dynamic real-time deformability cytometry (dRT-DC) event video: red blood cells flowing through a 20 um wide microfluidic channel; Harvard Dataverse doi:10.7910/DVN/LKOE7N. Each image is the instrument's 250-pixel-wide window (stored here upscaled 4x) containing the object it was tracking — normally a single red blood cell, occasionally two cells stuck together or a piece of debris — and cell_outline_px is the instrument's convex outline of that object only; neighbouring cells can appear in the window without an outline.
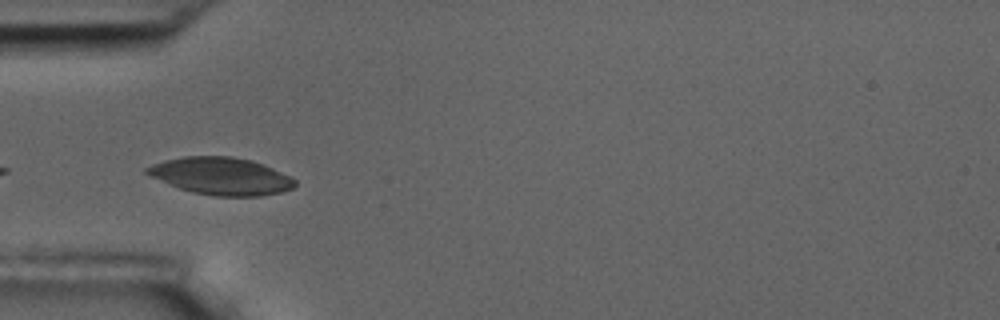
{"species": "common noctule bat (a hibernating species)", "species_latin": "Nyctalus noctula", "temperature_condition": "room temperature", "stored_images_in_passage": 11, "camera_frame_rate_fps": 3000, "um_per_image_px": 0.085, "animal": {"sex": "male", "body_mass_g": 17.5, "forearm_length_mm": 52.3}, "frame": {"image": 1, "passage_image": 1, "time_ms": 0.0, "image_size_px": [1000, 320], "cell_outline_px": [[296, 184], [292, 188], [280, 192], [260, 196], [216, 196], [192, 192], [180, 188], [152, 176], [144, 172], [144, 168], [152, 164], [164, 160], [184, 156], [232, 156], [252, 160], [264, 164], [296, 180]], "centroid_in_image_um": [18.79, 14.96], "position_along_channel_um": 66.2, "area_um2": 31.96}}
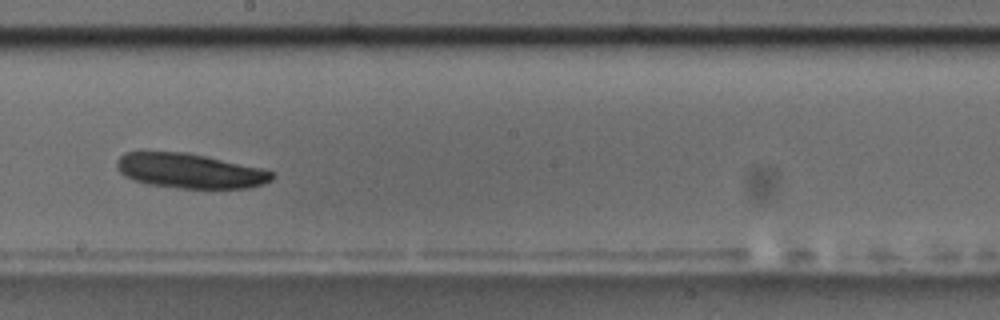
{"frame": {"image": 2, "passage_image": 5, "time_ms": 4.667, "image_size_px": [1000, 320], "cell_outline_px": [[276, 176], [272, 180], [264, 184], [248, 188], [176, 188], [148, 184], [136, 180], [120, 172], [116, 168], [116, 160], [124, 152], [188, 152], [260, 168], [276, 172]], "centroid_in_image_um": [16.17, 14.52], "position_along_channel_um": 232.0, "area_um2": 31.44}}
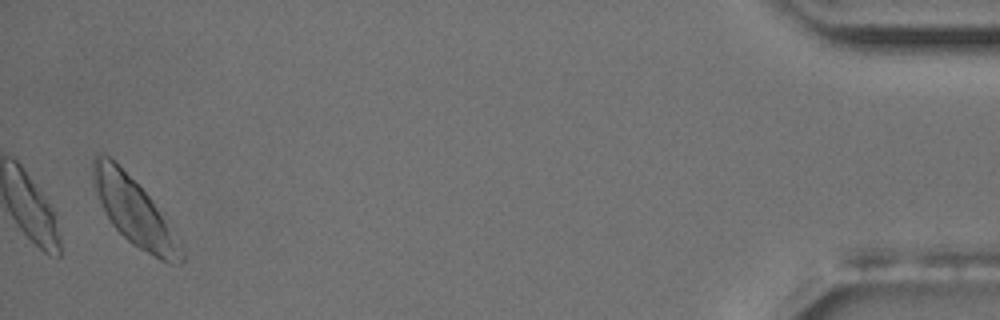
{"frame": {"image": 3, "passage_image": 11, "time_ms": 12.333, "image_size_px": [1000, 320], "cell_outline_px": [[184, 260], [180, 264], [172, 264], [160, 260], [132, 244], [112, 224], [92, 184], [92, 160], [96, 152], [104, 152], [116, 160], [152, 200], [184, 252]], "centroid_in_image_um": [11.34, 17.9], "position_along_channel_um": 423.9, "area_um2": 33.93}}